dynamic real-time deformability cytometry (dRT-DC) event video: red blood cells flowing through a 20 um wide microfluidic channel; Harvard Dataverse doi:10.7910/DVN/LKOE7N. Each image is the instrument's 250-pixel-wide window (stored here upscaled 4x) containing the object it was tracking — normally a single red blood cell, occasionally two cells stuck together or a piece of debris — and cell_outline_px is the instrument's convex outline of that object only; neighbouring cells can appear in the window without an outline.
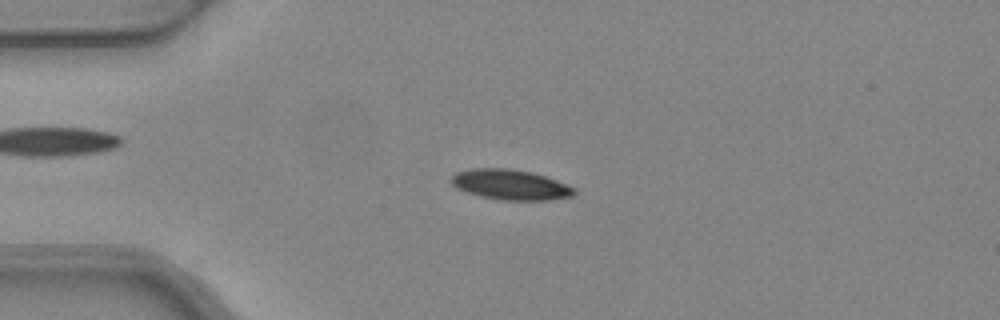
{"species": "common noctule bat (a hibernating species)", "species_latin": "Nyctalus noctula", "temperature_condition": "warm", "stored_images_in_passage": 4, "camera_frame_rate_fps": 3000, "um_per_image_px": 0.085, "animal": {"sex": "female", "body_mass_g": 24.6, "forearm_length_mm": 56.2}, "frame": {"image": 1, "passage_image": 3, "time_ms": 0.667, "image_size_px": [1000, 320], "cell_outline_px": [[576, 192], [572, 196], [548, 200], [500, 200], [480, 196], [456, 188], [452, 184], [452, 176], [456, 172], [472, 168], [512, 168], [532, 172], [556, 180], [576, 188]], "centroid_in_image_um": [43.39, 15.69], "position_along_channel_um": 41.6, "area_um2": 21.68}}